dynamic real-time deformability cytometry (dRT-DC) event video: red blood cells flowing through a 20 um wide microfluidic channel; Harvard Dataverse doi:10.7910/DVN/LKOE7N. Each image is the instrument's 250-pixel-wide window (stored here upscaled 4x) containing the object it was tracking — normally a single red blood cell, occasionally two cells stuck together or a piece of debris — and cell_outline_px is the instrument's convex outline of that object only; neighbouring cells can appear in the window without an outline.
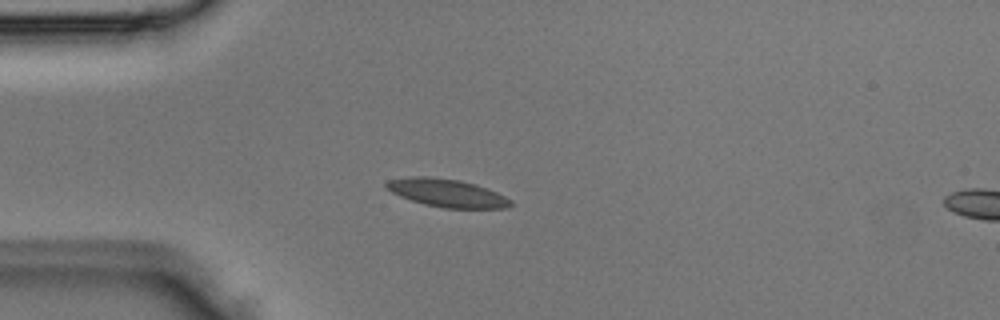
{"species": "Egyptian fruit bat (a non-hibernating species)", "species_latin": "Rousettus aegyptiacus", "temperature_condition": "room temperature", "stored_images_in_passage": 4, "segment_of_instrument_passage": [1, 2], "camera_frame_rate_fps": 3000, "um_per_image_px": 0.085, "animal": {"sex": "male"}, "frame": {"image": 1, "passage_image": 3, "time_ms": 0.667, "image_size_px": [1000, 320], "cell_outline_px": [[512, 204], [504, 208], [444, 208], [424, 204], [400, 196], [384, 188], [384, 184], [388, 180], [412, 176], [432, 176], [460, 180], [476, 184], [488, 188], [512, 200]], "centroid_in_image_um": [37.96, 16.39], "position_along_channel_um": 47.0, "area_um2": 20.35}}